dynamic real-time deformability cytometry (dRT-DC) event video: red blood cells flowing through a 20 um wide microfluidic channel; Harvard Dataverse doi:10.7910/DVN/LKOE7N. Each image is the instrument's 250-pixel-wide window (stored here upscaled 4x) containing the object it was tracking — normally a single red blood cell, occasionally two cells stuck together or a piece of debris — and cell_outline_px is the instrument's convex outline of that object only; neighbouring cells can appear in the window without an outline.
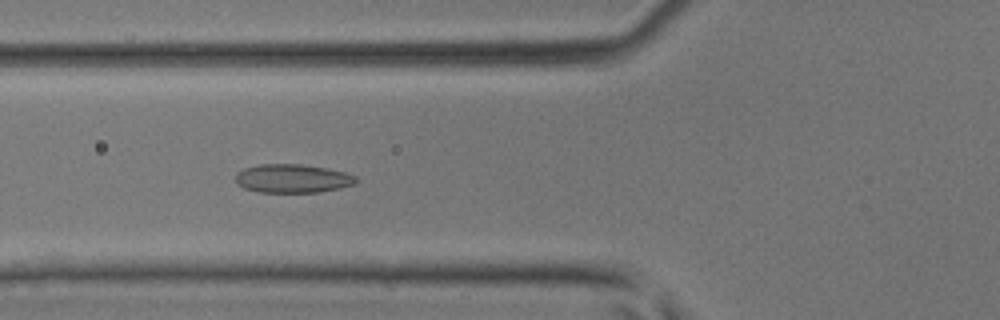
{"species": "common noctule bat (a hibernating species)", "species_latin": "Nyctalus noctula", "temperature_condition": "room temperature", "stored_images_in_passage": 40, "camera_frame_rate_fps": 3000, "um_per_image_px": 0.085, "animal": {"sex": "male", "body_mass_g": 17.9, "forearm_length_mm": 54.2}, "frame": {"image": 1, "passage_image": 12, "time_ms": 3.667, "image_size_px": [1000, 320], "cell_outline_px": [[360, 180], [356, 184], [340, 188], [320, 192], [260, 192], [244, 188], [236, 184], [236, 172], [244, 168], [260, 164], [300, 164], [328, 168], [344, 172], [356, 176]], "centroid_in_image_um": [24.89, 15.17], "position_along_channel_um": 100.9, "area_um2": 20.29}}
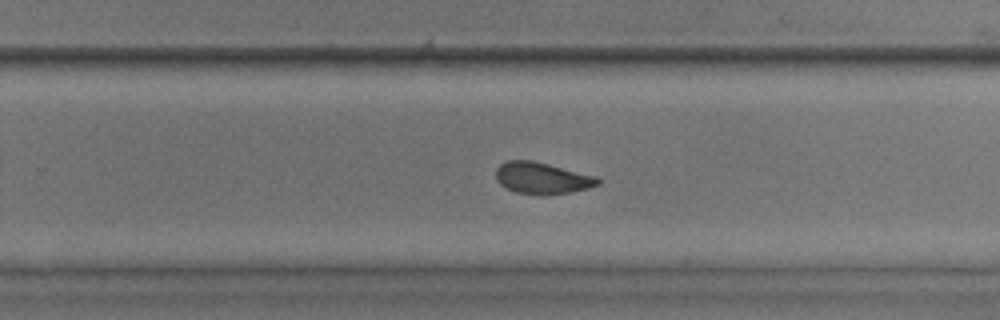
{"frame": {"image": 2, "passage_image": 24, "time_ms": 7.667, "image_size_px": [1000, 320], "cell_outline_px": [[600, 184], [588, 188], [572, 192], [516, 192], [500, 184], [496, 180], [496, 168], [500, 164], [508, 160], [532, 160], [596, 176], [600, 180]], "centroid_in_image_um": [46.07, 15.09], "position_along_channel_um": 283.7, "area_um2": 18.03}}
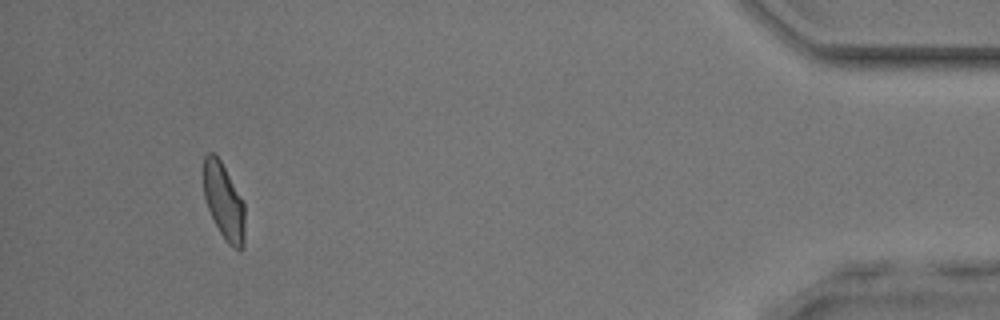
{"frame": {"image": 3, "passage_image": 37, "time_ms": 12.0, "image_size_px": [1000, 320], "cell_outline_px": [[244, 248], [232, 248], [224, 240], [208, 208], [204, 196], [204, 156], [208, 152], [212, 152], [220, 160], [244, 200]], "centroid_in_image_um": [19.04, 17.13], "position_along_channel_um": 416.2, "area_um2": 18.26}}